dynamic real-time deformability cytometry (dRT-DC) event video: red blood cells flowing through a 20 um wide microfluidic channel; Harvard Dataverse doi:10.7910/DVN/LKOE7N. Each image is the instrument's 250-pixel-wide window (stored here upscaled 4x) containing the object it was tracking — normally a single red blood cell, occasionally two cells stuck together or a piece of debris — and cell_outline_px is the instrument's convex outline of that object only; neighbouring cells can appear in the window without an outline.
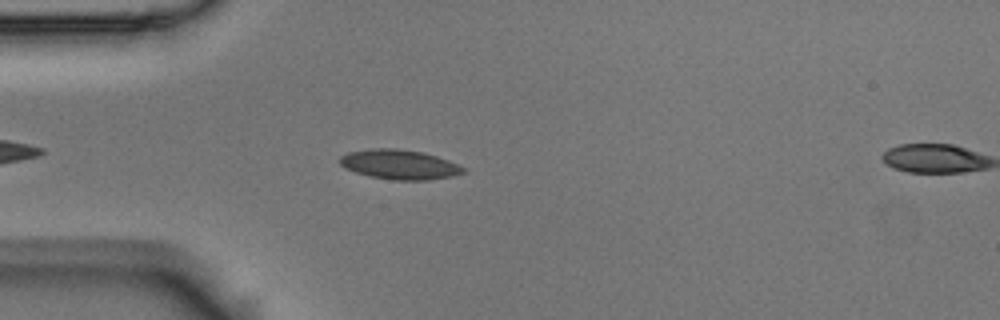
{"species": "Egyptian fruit bat (a non-hibernating species)", "species_latin": "Rousettus aegyptiacus", "temperature_condition": "room temperature", "stored_images_in_passage": 8, "camera_frame_rate_fps": 3000, "um_per_image_px": 0.085, "animal": {"sex": "male"}, "frame": {"image": 1, "passage_image": 7, "time_ms": 2.0, "image_size_px": [1000, 320], "cell_outline_px": [[464, 172], [448, 176], [428, 180], [396, 180], [372, 176], [356, 172], [340, 164], [340, 156], [348, 152], [372, 148], [396, 148], [424, 152], [448, 160], [464, 168]], "centroid_in_image_um": [33.93, 13.96], "position_along_channel_um": 51.1, "area_um2": 20.92}}